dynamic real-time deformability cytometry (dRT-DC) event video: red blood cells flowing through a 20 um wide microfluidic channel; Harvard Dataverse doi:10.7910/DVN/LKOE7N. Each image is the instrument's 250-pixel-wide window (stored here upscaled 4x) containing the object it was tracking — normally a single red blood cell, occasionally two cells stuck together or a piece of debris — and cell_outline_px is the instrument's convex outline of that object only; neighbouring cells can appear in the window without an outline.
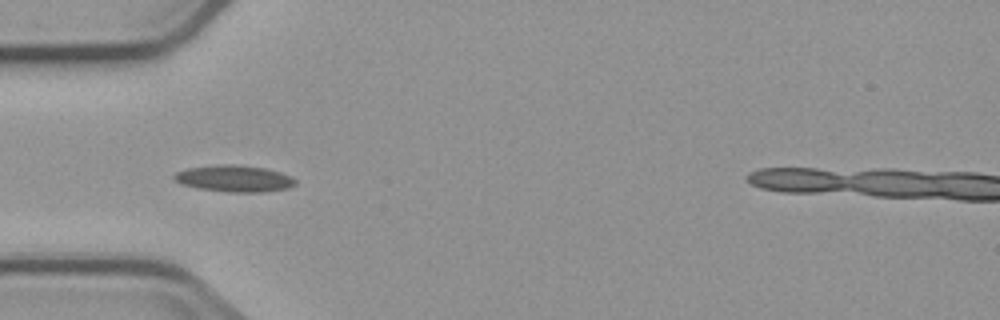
{"species": "common noctule bat (a hibernating species)", "species_latin": "Nyctalus noctula", "temperature_condition": "cold", "stored_images_in_passage": 8, "camera_frame_rate_fps": 3000, "um_per_image_px": 0.085, "animal": {"sex": "male", "body_mass_g": 23.1, "forearm_length_mm": 52.7}, "frame": {"image": 1, "passage_image": 4, "time_ms": 3.667, "image_size_px": [1000, 320], "cell_outline_px": [[296, 184], [288, 188], [264, 192], [228, 192], [196, 188], [180, 184], [172, 180], [172, 176], [176, 172], [188, 168], [216, 164], [232, 164], [264, 168], [280, 172], [292, 176], [296, 180]], "centroid_in_image_um": [19.87, 15.18], "position_along_channel_um": 65.1, "area_um2": 19.02}}
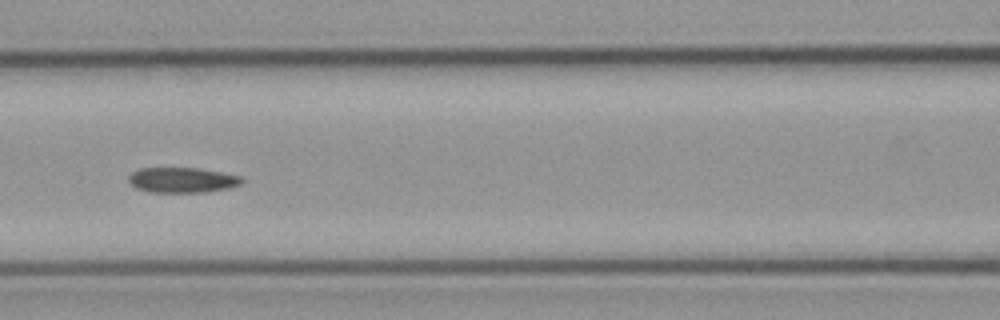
{"frame": {"image": 2, "passage_image": 6, "time_ms": 6.0, "image_size_px": [1000, 320], "cell_outline_px": [[244, 180], [240, 184], [228, 188], [204, 192], [148, 192], [136, 188], [128, 180], [128, 176], [132, 172], [140, 168], [196, 168], [220, 172], [240, 176]], "centroid_in_image_um": [15.46, 15.3], "position_along_channel_um": 151.1, "area_um2": 16.53}}
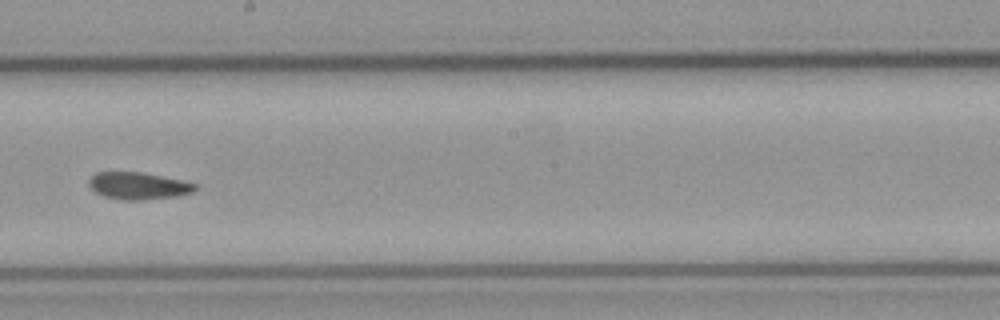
{"frame": {"image": 3, "passage_image": 8, "time_ms": 8.333, "image_size_px": [1000, 320], "cell_outline_px": [[196, 188], [192, 192], [176, 196], [140, 200], [124, 200], [104, 196], [96, 192], [88, 184], [88, 180], [96, 172], [140, 172], [180, 180], [196, 184]], "centroid_in_image_um": [11.72, 15.79], "position_along_channel_um": 236.5, "area_um2": 16.47}}